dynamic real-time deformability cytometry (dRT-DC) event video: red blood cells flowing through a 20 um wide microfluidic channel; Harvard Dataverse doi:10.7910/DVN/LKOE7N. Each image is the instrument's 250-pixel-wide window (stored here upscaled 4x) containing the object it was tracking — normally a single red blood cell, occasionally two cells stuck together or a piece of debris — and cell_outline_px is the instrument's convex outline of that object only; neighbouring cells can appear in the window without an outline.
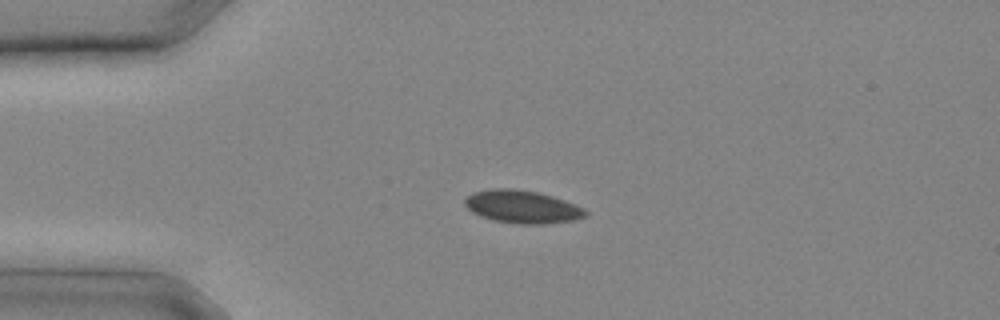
{"species": "common noctule bat (a hibernating species)", "species_latin": "Nyctalus noctula", "temperature_condition": "cold", "stored_images_in_passage": 6, "camera_frame_rate_fps": 3000, "um_per_image_px": 0.085, "animal": {"sex": "male", "body_mass_g": 20.4}, "frame": {"image": 1, "passage_image": 1, "time_ms": 0.0, "image_size_px": [1000, 320], "cell_outline_px": [[588, 216], [572, 220], [544, 224], [516, 224], [496, 220], [480, 216], [472, 212], [464, 204], [464, 200], [472, 192], [492, 188], [512, 188], [540, 192], [564, 200], [584, 208], [588, 212]], "centroid_in_image_um": [44.39, 17.57], "position_along_channel_um": 40.6, "area_um2": 23.18}}
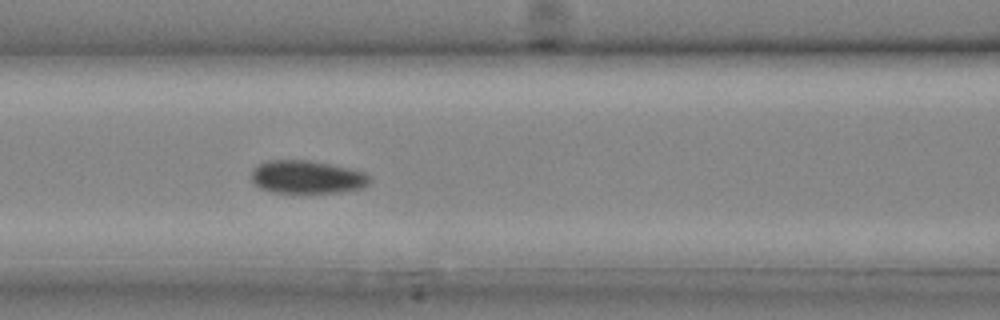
{"frame": {"image": 2, "passage_image": 6, "time_ms": 1.667, "image_size_px": [1000, 320], "cell_outline_px": [[372, 180], [364, 188], [336, 192], [272, 192], [260, 188], [252, 184], [252, 168], [256, 164], [268, 160], [308, 160], [352, 168], [368, 172], [372, 176]], "centroid_in_image_um": [26.12, 15.03], "position_along_channel_um": 140.5, "area_um2": 23.18}}